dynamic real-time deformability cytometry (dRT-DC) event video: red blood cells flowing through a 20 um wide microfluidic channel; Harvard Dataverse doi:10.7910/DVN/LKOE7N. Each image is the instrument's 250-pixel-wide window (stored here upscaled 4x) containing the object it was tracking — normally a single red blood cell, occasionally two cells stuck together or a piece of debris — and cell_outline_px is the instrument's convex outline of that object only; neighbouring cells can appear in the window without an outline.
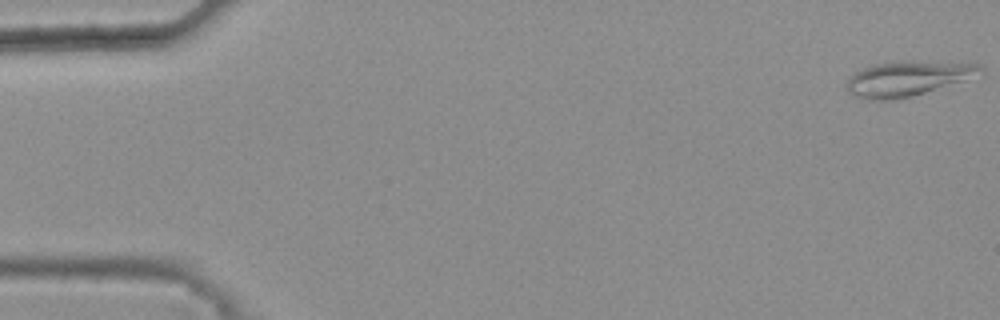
{"species": "common noctule bat (a hibernating species)", "species_latin": "Nyctalus noctula", "temperature_condition": "warm", "stored_images_in_passage": 48, "camera_frame_rate_fps": 3000, "um_per_image_px": 0.085, "animal": {"sex": "female", "body_mass_g": 25.1}, "frame": {"image": 1, "passage_image": 1, "time_ms": 0.0, "image_size_px": [1000, 320], "cell_outline_px": [[984, 68], [960, 80], [912, 96], [888, 100], [868, 100], [852, 96], [844, 88], [848, 80], [856, 72], [872, 64], [900, 60], [912, 60], [980, 64]], "centroid_in_image_um": [76.99, 6.66], "position_along_channel_um": 8.0, "area_um2": 26.65}}
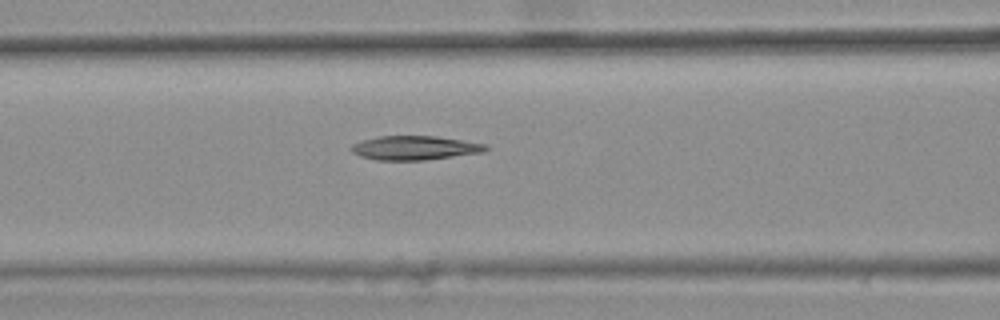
{"frame": {"image": 2, "passage_image": 22, "time_ms": 7.0, "image_size_px": [1000, 320], "cell_outline_px": [[488, 148], [484, 152], [424, 160], [376, 160], [360, 156], [352, 152], [348, 148], [352, 144], [364, 140], [380, 136], [436, 136], [488, 144]], "centroid_in_image_um": [35.25, 12.57], "position_along_channel_um": 131.4, "area_um2": 18.84}}
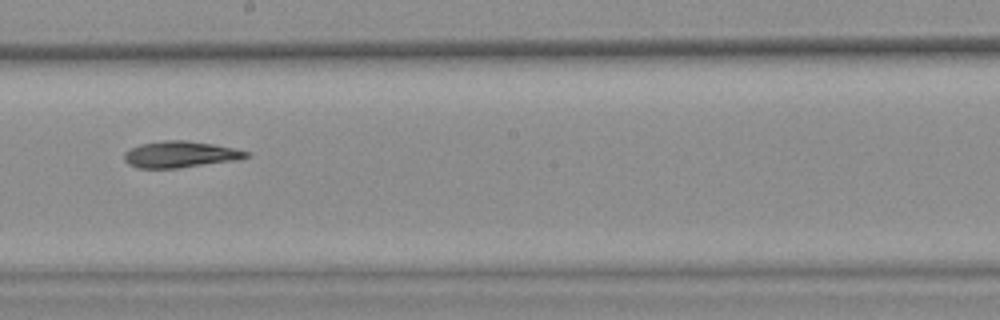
{"frame": {"image": 3, "passage_image": 30, "time_ms": 9.667, "image_size_px": [1000, 320], "cell_outline_px": [[252, 156], [240, 160], [176, 168], [140, 168], [128, 164], [124, 160], [124, 152], [128, 148], [140, 144], [164, 140], [184, 140], [212, 144], [252, 152]], "centroid_in_image_um": [15.34, 13.12], "position_along_channel_um": 232.9, "area_um2": 18.96}}